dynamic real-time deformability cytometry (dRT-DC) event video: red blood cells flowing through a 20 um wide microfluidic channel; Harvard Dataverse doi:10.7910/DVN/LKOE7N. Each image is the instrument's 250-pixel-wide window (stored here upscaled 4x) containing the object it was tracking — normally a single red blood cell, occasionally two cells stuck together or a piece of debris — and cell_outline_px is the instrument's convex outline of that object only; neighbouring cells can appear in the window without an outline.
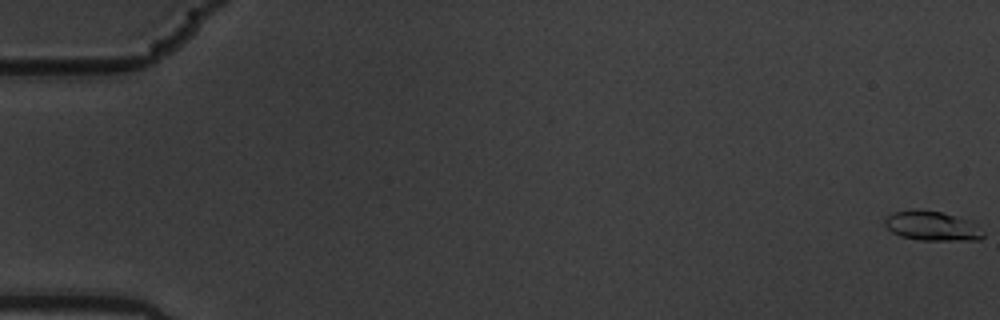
{"species": "common noctule bat (a hibernating species)", "species_latin": "Nyctalus noctula", "temperature_condition": "warm", "stored_images_in_passage": 59, "camera_frame_rate_fps": 3000, "um_per_image_px": 0.085, "animal": {"sex": "male", "body_mass_g": 19.5, "forearm_length_mm": 54.6}, "frame": {"image": 1, "passage_image": 1, "time_ms": 0.0, "image_size_px": [1000, 320], "cell_outline_px": [[984, 236], [980, 240], [920, 240], [900, 236], [892, 232], [884, 224], [884, 216], [892, 212], [940, 212], [972, 220], [984, 232]], "centroid_in_image_um": [79.27, 19.24], "position_along_channel_um": 5.7, "area_um2": 16.59}}
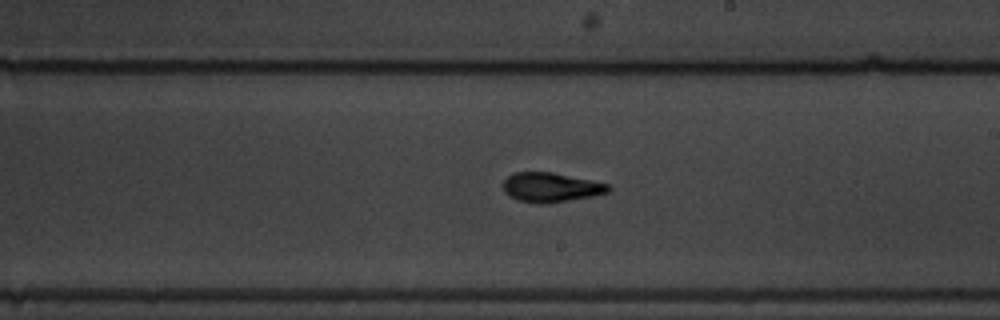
{"frame": {"image": 2, "passage_image": 35, "time_ms": 11.333, "image_size_px": [1000, 320], "cell_outline_px": [[612, 188], [608, 192], [592, 196], [548, 204], [536, 204], [516, 200], [508, 196], [504, 192], [504, 180], [508, 176], [516, 172], [552, 172], [608, 184]], "centroid_in_image_um": [46.79, 15.94], "position_along_channel_um": 242.2, "area_um2": 18.09}}
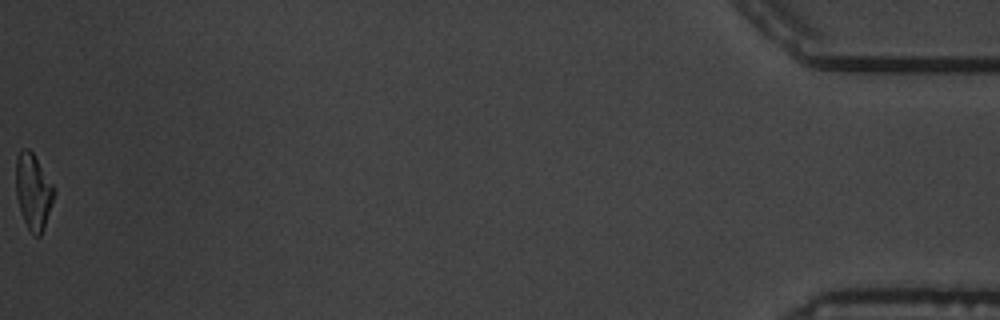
{"frame": {"image": 3, "passage_image": 59, "time_ms": 19.333, "image_size_px": [1000, 320], "cell_outline_px": [[56, 192], [44, 228], [40, 236], [32, 236], [20, 212], [16, 196], [16, 156], [24, 148], [28, 148], [32, 152], [56, 188]], "centroid_in_image_um": [2.84, 16.3], "position_along_channel_um": 432.4, "area_um2": 16.99}, "authors_computed_cell_mechanics": {"area_um2": 17.1088, "velocity_mm_per_s": 3.5691, "shape_relaxation_time_tau1_ms": 3.6323, "shape_relaxation_time_tau2_ms": 2.5377, "deformation_change_tau1": 0.2109, "deformation_change_tau2": 0.1151}}